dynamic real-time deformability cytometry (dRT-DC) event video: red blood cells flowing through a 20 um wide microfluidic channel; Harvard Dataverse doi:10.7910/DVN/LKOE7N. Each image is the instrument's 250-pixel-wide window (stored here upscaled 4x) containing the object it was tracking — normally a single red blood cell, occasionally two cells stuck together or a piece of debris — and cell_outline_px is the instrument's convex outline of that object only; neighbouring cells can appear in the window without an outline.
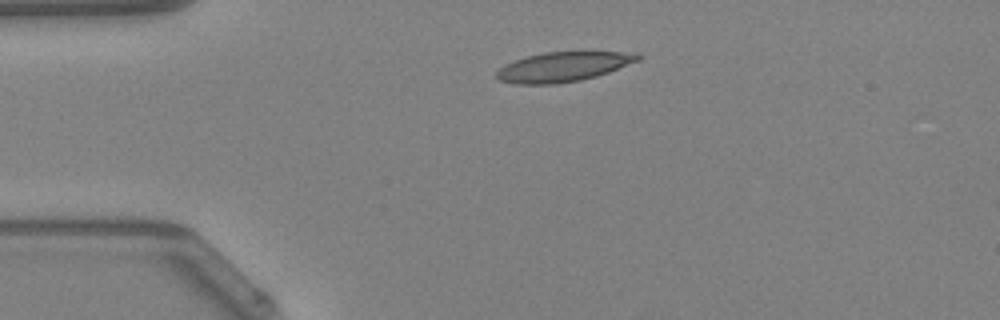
{"species": "Egyptian fruit bat (a non-hibernating species)", "species_latin": "Rousettus aegyptiacus", "temperature_condition": "warm", "stored_images_in_passage": 38, "camera_frame_rate_fps": 3000, "um_per_image_px": 0.085, "animal": {"sex": "female"}, "frame": {"image": 1, "passage_image": 1, "time_ms": 0.0, "image_size_px": [1000, 320], "cell_outline_px": [[640, 60], [608, 72], [596, 76], [580, 80], [556, 84], [516, 84], [500, 80], [496, 76], [496, 72], [504, 64], [528, 56], [544, 52], [584, 48], [640, 52]], "centroid_in_image_um": [48.0, 5.6], "position_along_channel_um": 37.0, "area_um2": 25.66}}
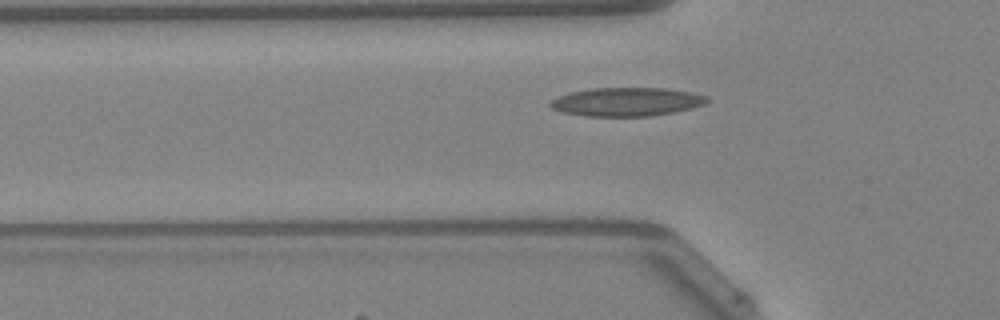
{"frame": {"image": 2, "passage_image": 6, "time_ms": 1.667, "image_size_px": [1000, 320], "cell_outline_px": [[712, 100], [704, 104], [692, 108], [672, 112], [648, 116], [584, 116], [564, 112], [552, 108], [548, 104], [552, 100], [560, 96], [572, 92], [592, 88], [664, 88], [692, 92], [708, 96]], "centroid_in_image_um": [53.31, 8.65], "position_along_channel_um": 72.5, "area_um2": 26.01}, "authors_computed_cell_mechanics": {"area_um2": 24.1893, "velocity_mm_per_s": 4.2406, "shape_relaxation_time_tau1_ms": null, "shape_relaxation_time_tau2_ms": 2.2367, "deformation_change_tau1": null, "deformation_change_tau2": 0.0976}}